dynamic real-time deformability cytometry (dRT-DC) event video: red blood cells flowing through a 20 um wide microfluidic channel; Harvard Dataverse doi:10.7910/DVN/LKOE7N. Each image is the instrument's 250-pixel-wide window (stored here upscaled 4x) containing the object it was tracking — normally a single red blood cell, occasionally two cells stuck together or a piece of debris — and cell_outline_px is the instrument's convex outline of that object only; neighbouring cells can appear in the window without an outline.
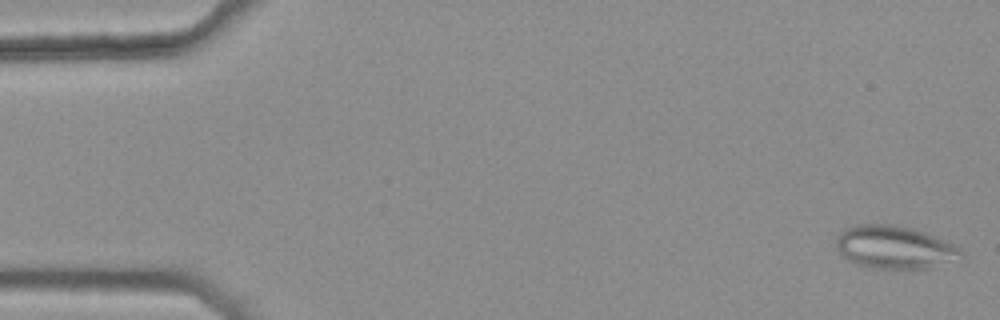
{"species": "common noctule bat (a hibernating species)", "species_latin": "Nyctalus noctula", "temperature_condition": "warm", "stored_images_in_passage": 13, "camera_frame_rate_fps": 3000, "um_per_image_px": 0.085, "animal": {"sex": "female", "body_mass_g": 25.1}, "frame": {"image": 1, "passage_image": 1, "time_ms": 0.0, "image_size_px": [1000, 320], "cell_outline_px": [[964, 256], [924, 268], [880, 268], [860, 264], [848, 260], [840, 252], [836, 244], [836, 240], [840, 232], [844, 228], [856, 224], [892, 224], [912, 228], [924, 232], [944, 240], [960, 248], [964, 252]], "centroid_in_image_um": [76.0, 20.98], "position_along_channel_um": 9.0, "area_um2": 30.58}}